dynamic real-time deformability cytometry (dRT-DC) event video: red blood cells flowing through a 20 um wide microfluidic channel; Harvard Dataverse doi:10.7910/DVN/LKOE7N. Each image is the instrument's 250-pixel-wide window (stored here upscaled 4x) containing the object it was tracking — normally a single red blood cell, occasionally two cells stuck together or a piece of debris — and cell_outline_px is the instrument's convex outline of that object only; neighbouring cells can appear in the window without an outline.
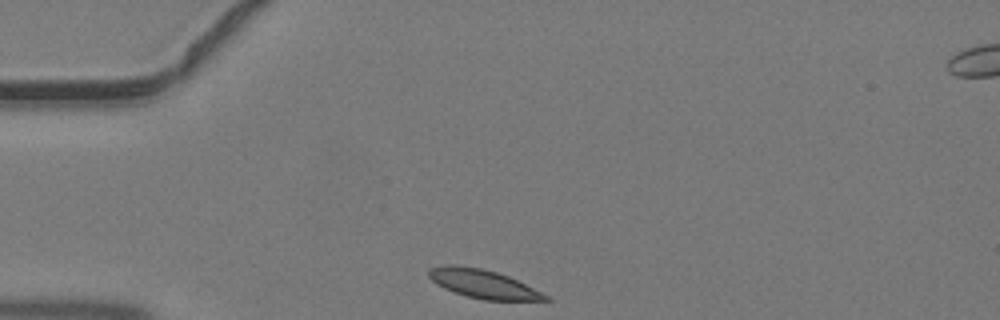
{"species": "common noctule bat (a hibernating species)", "species_latin": "Nyctalus noctula", "temperature_condition": "warm", "stored_images_in_passage": 34, "camera_frame_rate_fps": 3000, "um_per_image_px": 0.085, "animal": {"sex": "male", "body_mass_g": 19.2, "forearm_length_mm": 51.8}, "frame": {"image": 1, "passage_image": 1, "time_ms": 0.0, "image_size_px": [1000, 320], "cell_outline_px": [[552, 300], [484, 300], [468, 296], [444, 288], [436, 284], [428, 276], [428, 268], [448, 264], [452, 264], [480, 268], [496, 272], [508, 276], [548, 296]], "centroid_in_image_um": [41.01, 24.12], "position_along_channel_um": 44.0, "area_um2": 19.07}}
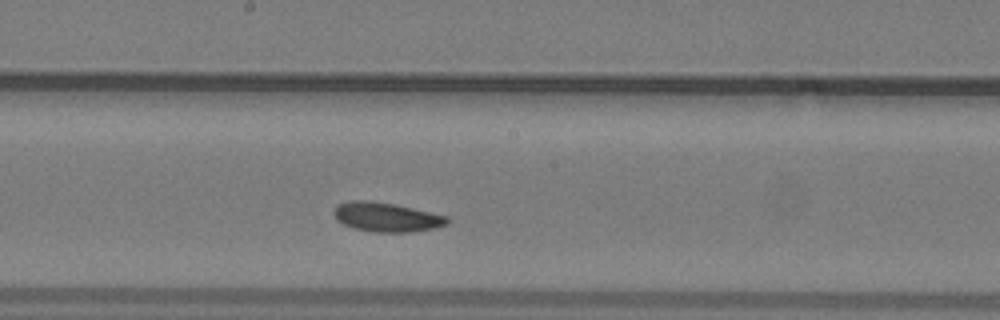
{"frame": {"image": 2, "passage_image": 14, "time_ms": 4.333, "image_size_px": [1000, 320], "cell_outline_px": [[448, 224], [436, 228], [408, 232], [372, 232], [352, 228], [336, 220], [332, 212], [336, 204], [352, 200], [368, 200], [396, 204], [448, 216]], "centroid_in_image_um": [32.81, 18.45], "position_along_channel_um": 215.4, "area_um2": 19.59}}
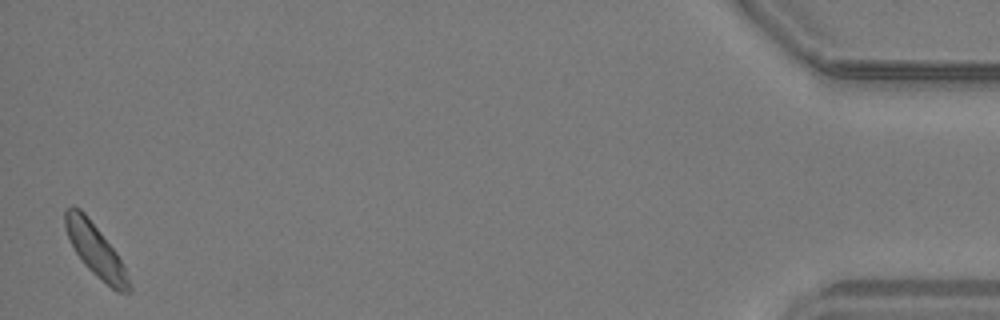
{"frame": {"image": 3, "passage_image": 34, "time_ms": 11.0, "image_size_px": [1000, 320], "cell_outline_px": [[132, 292], [116, 292], [96, 276], [84, 264], [76, 252], [68, 236], [64, 224], [64, 208], [72, 204], [80, 208], [84, 212], [116, 252], [132, 284]], "centroid_in_image_um": [8.11, 21.26], "position_along_channel_um": 427.1, "area_um2": 19.36}}